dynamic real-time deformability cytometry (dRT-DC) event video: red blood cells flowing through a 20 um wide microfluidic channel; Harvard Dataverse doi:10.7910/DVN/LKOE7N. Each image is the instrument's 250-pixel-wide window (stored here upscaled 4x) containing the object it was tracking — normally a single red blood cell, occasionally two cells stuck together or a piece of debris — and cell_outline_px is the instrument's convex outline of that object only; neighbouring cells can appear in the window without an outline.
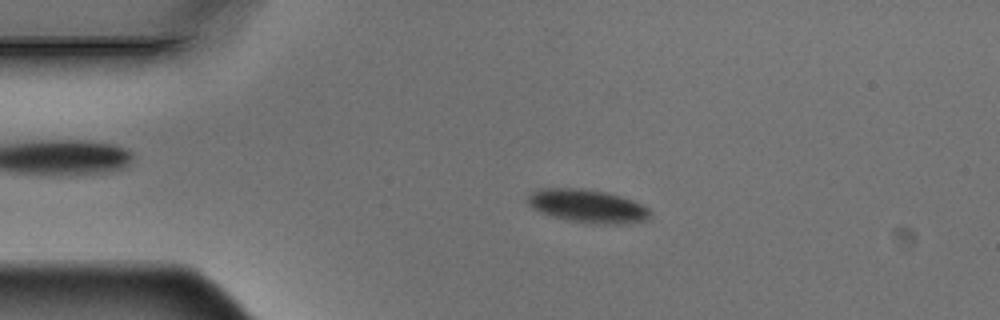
{"species": "Egyptian fruit bat (a non-hibernating species)", "species_latin": "Rousettus aegyptiacus", "temperature_condition": "warm", "stored_images_in_passage": 4, "camera_frame_rate_fps": 3000, "um_per_image_px": 0.085, "animal": {"sex": "male"}, "frame": {"image": 1, "passage_image": 3, "time_ms": 0.667, "image_size_px": [1000, 320], "cell_outline_px": [[648, 216], [644, 220], [624, 224], [600, 224], [568, 220], [552, 216], [532, 208], [528, 204], [528, 196], [532, 192], [540, 188], [580, 188], [604, 192], [620, 196], [632, 200], [648, 208]], "centroid_in_image_um": [49.9, 17.51], "position_along_channel_um": 35.1, "area_um2": 23.29}}